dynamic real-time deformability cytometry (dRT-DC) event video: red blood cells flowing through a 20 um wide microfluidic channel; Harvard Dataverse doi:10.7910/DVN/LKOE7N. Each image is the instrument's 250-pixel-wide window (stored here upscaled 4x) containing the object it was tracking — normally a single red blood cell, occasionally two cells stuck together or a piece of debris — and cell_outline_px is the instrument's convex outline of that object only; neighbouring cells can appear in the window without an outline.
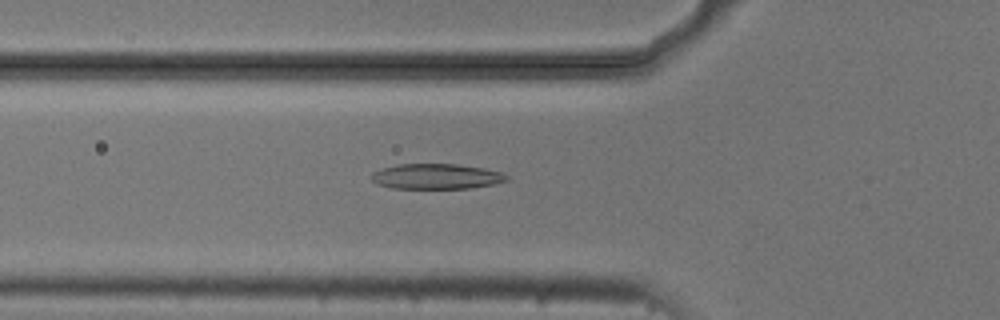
{"species": "common noctule bat (a hibernating species)", "species_latin": "Nyctalus noctula", "temperature_condition": "cold", "stored_images_in_passage": 54, "camera_frame_rate_fps": 3000, "um_per_image_px": 0.085, "animal": {"sex": "male", "body_mass_g": 20.5, "forearm_length_mm": 52.5}, "frame": {"image": 1, "passage_image": 19, "time_ms": 6.0, "image_size_px": [1000, 320], "cell_outline_px": [[508, 180], [492, 184], [472, 188], [392, 188], [376, 184], [368, 176], [372, 172], [380, 168], [396, 164], [456, 164], [484, 168], [500, 172], [508, 176]], "centroid_in_image_um": [37.01, 14.99], "position_along_channel_um": 88.8, "area_um2": 20.06}}
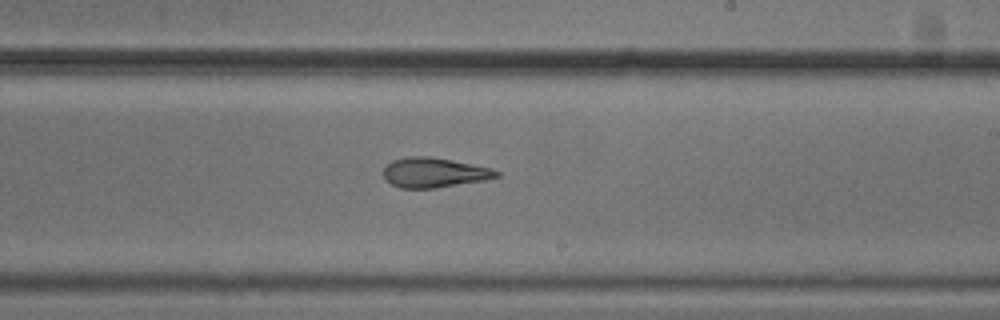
{"frame": {"image": 2, "passage_image": 32, "time_ms": 10.333, "image_size_px": [1000, 320], "cell_outline_px": [[500, 176], [484, 180], [432, 188], [400, 188], [384, 180], [384, 168], [392, 160], [408, 156], [432, 156], [492, 168], [500, 172]], "centroid_in_image_um": [36.89, 14.66], "position_along_channel_um": 252.1, "area_um2": 19.59}}
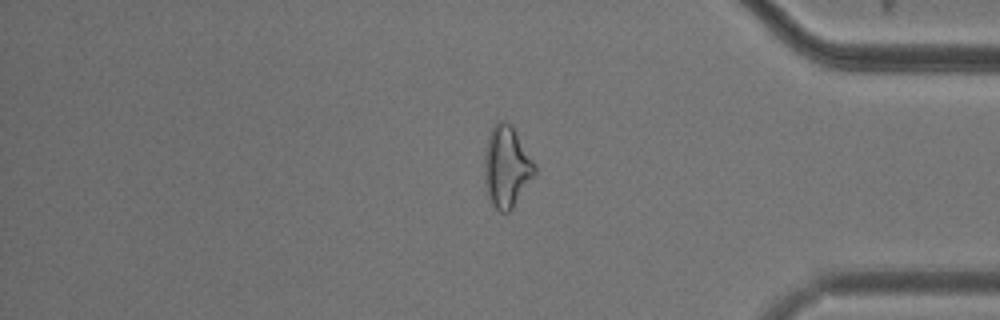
{"frame": {"image": 3, "passage_image": 45, "time_ms": 14.667, "image_size_px": [1000, 320], "cell_outline_px": [[536, 176], [512, 208], [508, 212], [500, 212], [492, 204], [488, 196], [484, 176], [484, 148], [488, 136], [496, 120], [508, 120], [512, 124], [536, 164]], "centroid_in_image_um": [43.08, 14.13], "position_along_channel_um": 392.1, "area_um2": 24.39}, "authors_computed_cell_mechanics": {"area_um2": 21.0392, "velocity_mm_per_s": 3.7519, "shape_relaxation_time_tau1_ms": 7.1024, "shape_relaxation_time_tau2_ms": 1.7159, "deformation_change_tau1": 0.2191, "deformation_change_tau2": 0.105}}